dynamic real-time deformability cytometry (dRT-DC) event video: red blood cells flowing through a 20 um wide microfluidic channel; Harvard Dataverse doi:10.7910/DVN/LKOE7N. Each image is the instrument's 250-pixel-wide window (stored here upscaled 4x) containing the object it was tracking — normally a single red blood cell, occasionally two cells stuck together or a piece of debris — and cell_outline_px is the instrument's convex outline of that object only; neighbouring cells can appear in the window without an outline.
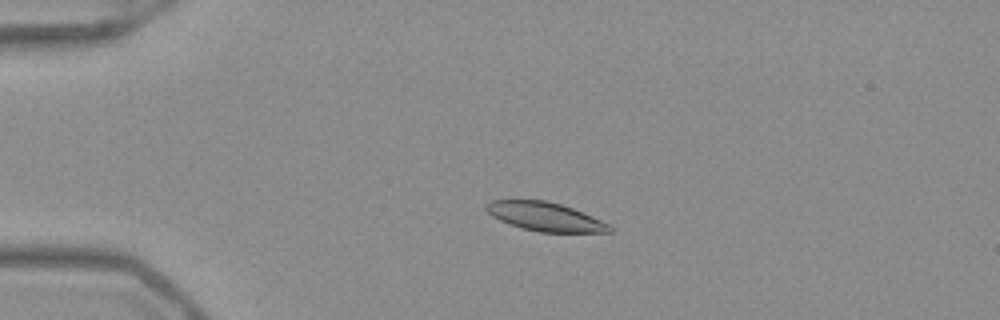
{"species": "Egyptian fruit bat (a non-hibernating species)", "species_latin": "Rousettus aegyptiacus", "temperature_condition": "warm", "stored_images_in_passage": 53, "camera_frame_rate_fps": 3000, "um_per_image_px": 0.085, "frame": {"image": 1, "passage_image": 13, "time_ms": 4.0, "image_size_px": [1000, 320], "cell_outline_px": [[616, 228], [612, 232], [540, 232], [508, 224], [492, 216], [484, 208], [484, 204], [492, 200], [548, 200], [572, 208], [612, 224]], "centroid_in_image_um": [46.37, 18.42], "position_along_channel_um": 38.6, "area_um2": 20.81}}
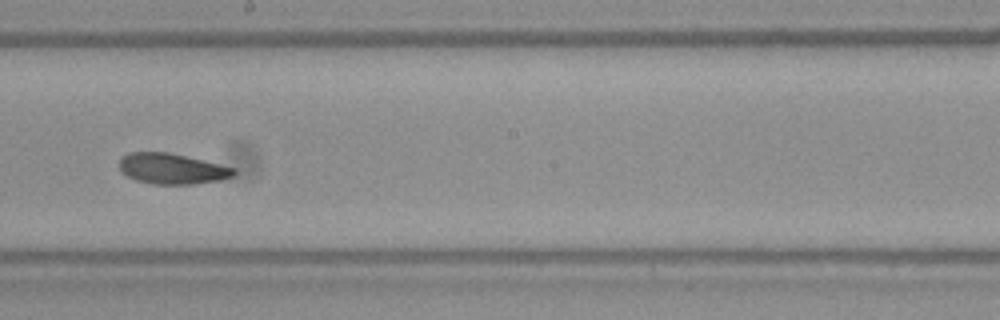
{"frame": {"image": 2, "passage_image": 31, "time_ms": 10.0, "image_size_px": [1000, 320], "cell_outline_px": [[236, 172], [232, 176], [220, 180], [192, 184], [152, 184], [136, 180], [120, 172], [120, 156], [128, 152], [168, 152], [236, 168]], "centroid_in_image_um": [14.58, 14.34], "position_along_channel_um": 233.6, "area_um2": 20.4}}
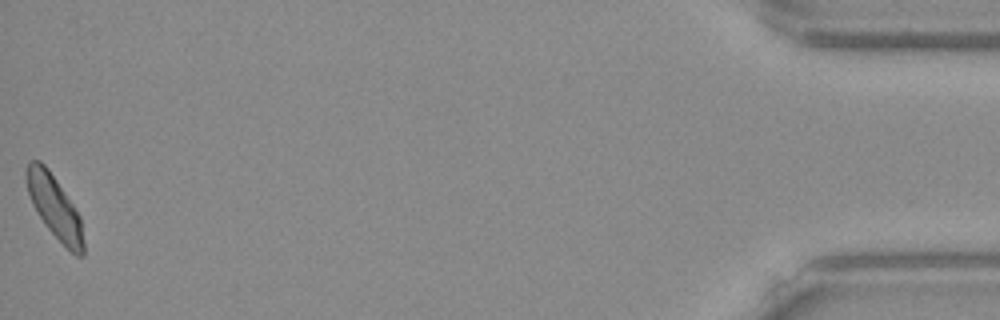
{"frame": {"image": 3, "passage_image": 53, "time_ms": 17.333, "image_size_px": [1000, 320], "cell_outline_px": [[84, 256], [76, 256], [48, 228], [36, 212], [32, 204], [28, 192], [24, 172], [28, 160], [40, 160], [48, 168], [80, 216], [84, 240]], "centroid_in_image_um": [4.61, 17.55], "position_along_channel_um": 430.6, "area_um2": 20.69}, "authors_computed_cell_mechanics": {"area_um2": 21.0392, "velocity_mm_per_s": 3.9322, "shape_relaxation_time_tau1_ms": 4.7974, "shape_relaxation_time_tau2_ms": 5.2831, "deformation_change_tau1": 0.1182, "deformation_change_tau2": 0.0784}}